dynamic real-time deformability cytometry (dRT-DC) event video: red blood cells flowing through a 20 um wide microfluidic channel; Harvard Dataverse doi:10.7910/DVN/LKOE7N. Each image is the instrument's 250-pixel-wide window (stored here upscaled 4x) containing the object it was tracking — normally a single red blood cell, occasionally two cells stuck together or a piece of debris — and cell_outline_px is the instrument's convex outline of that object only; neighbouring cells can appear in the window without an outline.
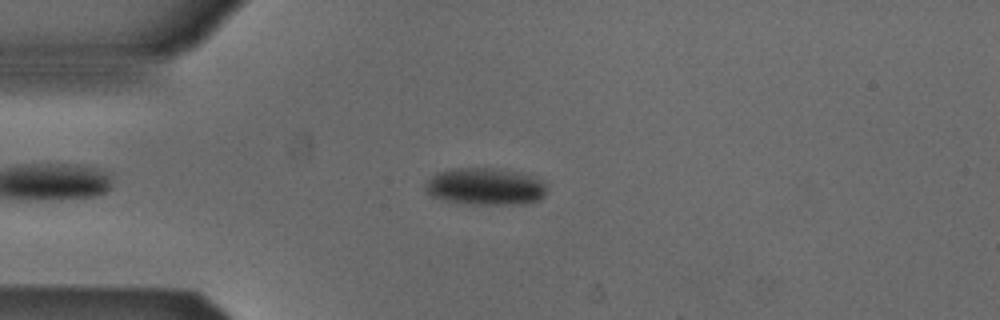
{"species": "Egyptian fruit bat (a non-hibernating species)", "species_latin": "Rousettus aegyptiacus", "temperature_condition": "cold", "stored_images_in_passage": 45, "camera_frame_rate_fps": 3000, "um_per_image_px": 0.085, "animal": {"sex": "male"}, "frame": {"image": 1, "passage_image": 10, "time_ms": 3.0, "image_size_px": [1000, 320], "cell_outline_px": [[544, 196], [540, 200], [524, 204], [468, 204], [444, 200], [432, 196], [424, 188], [424, 184], [436, 172], [456, 168], [492, 168], [532, 176], [544, 180]], "centroid_in_image_um": [41.22, 15.86], "position_along_channel_um": 43.8, "area_um2": 26.07}}
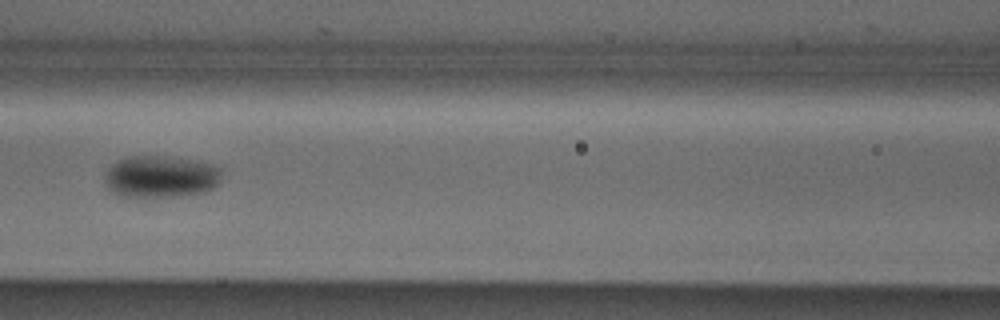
{"frame": {"image": 2, "passage_image": 20, "time_ms": 6.333, "image_size_px": [1000, 320], "cell_outline_px": [[220, 180], [212, 188], [204, 192], [180, 196], [124, 196], [108, 188], [104, 184], [104, 172], [116, 160], [128, 156], [164, 156], [200, 160], [212, 164], [220, 168]], "centroid_in_image_um": [13.65, 14.99], "position_along_channel_um": 153.0, "area_um2": 28.73}}
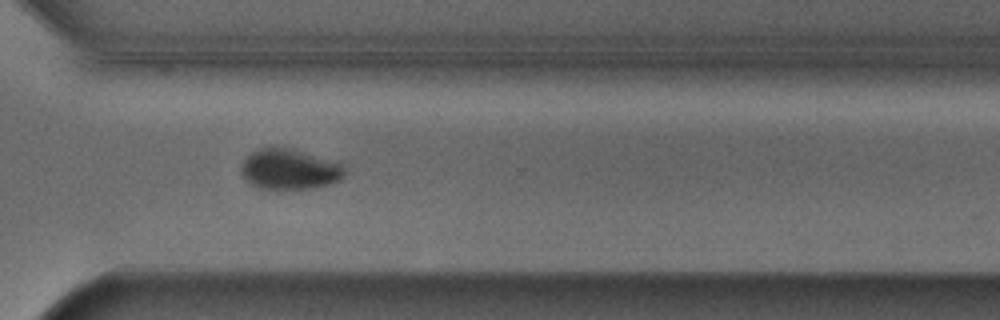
{"frame": {"image": 3, "passage_image": 35, "time_ms": 11.333, "image_size_px": [1000, 320], "cell_outline_px": [[348, 172], [340, 180], [328, 184], [312, 188], [256, 188], [244, 180], [240, 172], [240, 164], [256, 148], [268, 144], [292, 148], [340, 164]], "centroid_in_image_um": [24.52, 14.35], "position_along_channel_um": 346.1, "area_um2": 24.74}, "authors_computed_cell_mechanics": {"area_um2": 26.0678, "velocity_mm_per_s": 3.8722, "shape_relaxation_time_tau1_ms": 2.9738, "shape_relaxation_time_tau2_ms": null, "deformation_change_tau1": 0.0772, "deformation_change_tau2": null}}